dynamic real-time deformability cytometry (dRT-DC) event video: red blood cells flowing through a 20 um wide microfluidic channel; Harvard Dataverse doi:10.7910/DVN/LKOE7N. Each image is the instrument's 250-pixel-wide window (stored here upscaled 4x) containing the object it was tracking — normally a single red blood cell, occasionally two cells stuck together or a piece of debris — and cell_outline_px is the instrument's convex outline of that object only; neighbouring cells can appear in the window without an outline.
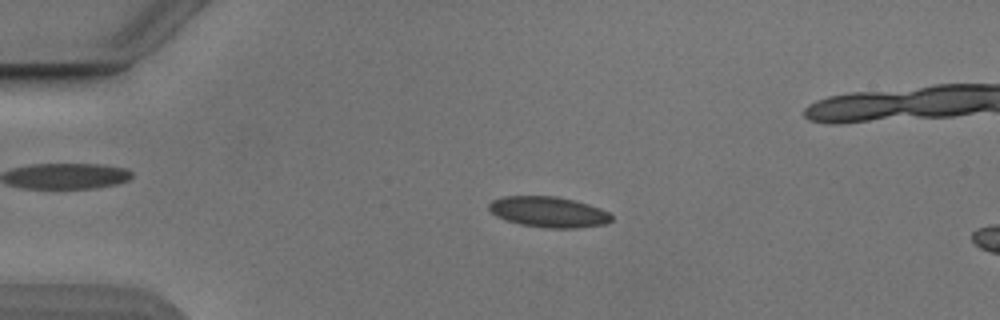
{"species": "Egyptian fruit bat (a non-hibernating species)", "species_latin": "Rousettus aegyptiacus", "temperature_condition": "cold", "stored_images_in_passage": 6, "camera_frame_rate_fps": 3000, "um_per_image_px": 0.085, "animal": {"sex": "male"}, "frame": {"image": 1, "passage_image": 1, "time_ms": 0.0, "image_size_px": [1000, 320], "cell_outline_px": [[612, 220], [608, 224], [580, 228], [544, 228], [520, 224], [504, 220], [496, 216], [488, 208], [488, 204], [492, 200], [504, 196], [556, 196], [576, 200], [600, 208], [608, 212], [612, 216]], "centroid_in_image_um": [46.64, 18.02], "position_along_channel_um": 38.4, "area_um2": 22.2}}